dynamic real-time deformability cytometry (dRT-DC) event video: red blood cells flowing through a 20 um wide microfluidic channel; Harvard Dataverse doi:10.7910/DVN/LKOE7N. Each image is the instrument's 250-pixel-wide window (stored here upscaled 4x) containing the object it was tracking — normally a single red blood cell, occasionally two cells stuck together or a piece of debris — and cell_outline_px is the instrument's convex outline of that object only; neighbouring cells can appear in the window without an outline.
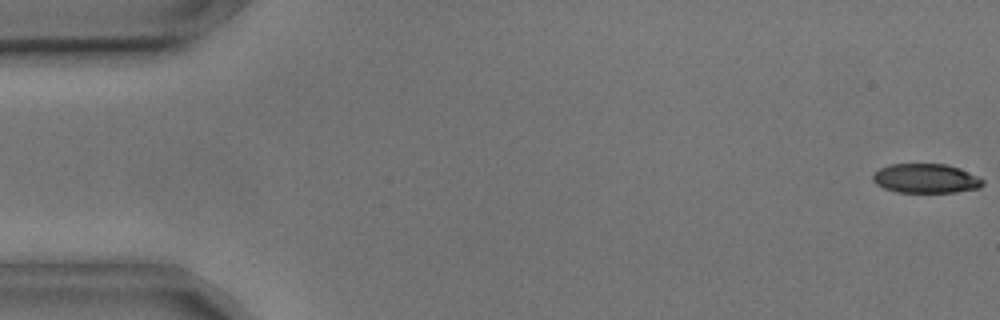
{"species": "common noctule bat (a hibernating species)", "species_latin": "Nyctalus noctula", "temperature_condition": "cold", "stored_images_in_passage": 6, "camera_frame_rate_fps": 3000, "um_per_image_px": 0.085, "animal": {"sex": "male", "body_mass_g": 17.9, "forearm_length_mm": 54.2}, "frame": {"image": 1, "passage_image": 1, "time_ms": 0.0, "image_size_px": [1000, 320], "cell_outline_px": [[984, 184], [980, 188], [956, 192], [896, 192], [884, 188], [876, 184], [872, 180], [872, 176], [880, 168], [888, 164], [944, 164], [960, 168], [984, 180]], "centroid_in_image_um": [78.69, 15.17], "position_along_channel_um": 6.3, "area_um2": 18.79}}